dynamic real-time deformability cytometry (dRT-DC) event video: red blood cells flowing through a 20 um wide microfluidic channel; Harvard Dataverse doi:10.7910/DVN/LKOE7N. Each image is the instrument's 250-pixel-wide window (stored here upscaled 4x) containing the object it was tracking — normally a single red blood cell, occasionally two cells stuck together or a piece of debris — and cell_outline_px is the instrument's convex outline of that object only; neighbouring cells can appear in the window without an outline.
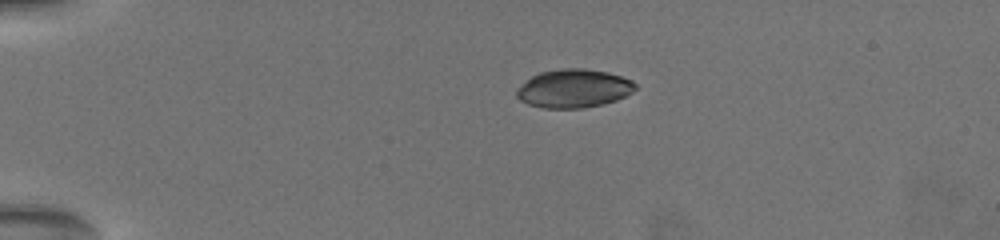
{"species": "common noctule bat (a hibernating species)", "species_latin": "Nyctalus noctula", "temperature_condition": "warm", "stored_images_in_passage": 7, "camera_frame_rate_fps": 3000, "um_per_image_px": 0.085, "animal": {"sex": "female", "body_mass_g": 19.5, "forearm_length_mm": 54.1}, "frame": {"image": 1, "passage_image": 1, "time_ms": 0.0, "image_size_px": [1000, 240], "cell_outline_px": [[636, 88], [632, 92], [616, 100], [584, 108], [544, 108], [528, 104], [520, 100], [516, 96], [516, 88], [532, 76], [540, 72], [564, 68], [584, 68], [608, 72], [632, 80], [636, 84]], "centroid_in_image_um": [48.75, 7.51], "position_along_channel_um": 36.3, "area_um2": 26.53}}